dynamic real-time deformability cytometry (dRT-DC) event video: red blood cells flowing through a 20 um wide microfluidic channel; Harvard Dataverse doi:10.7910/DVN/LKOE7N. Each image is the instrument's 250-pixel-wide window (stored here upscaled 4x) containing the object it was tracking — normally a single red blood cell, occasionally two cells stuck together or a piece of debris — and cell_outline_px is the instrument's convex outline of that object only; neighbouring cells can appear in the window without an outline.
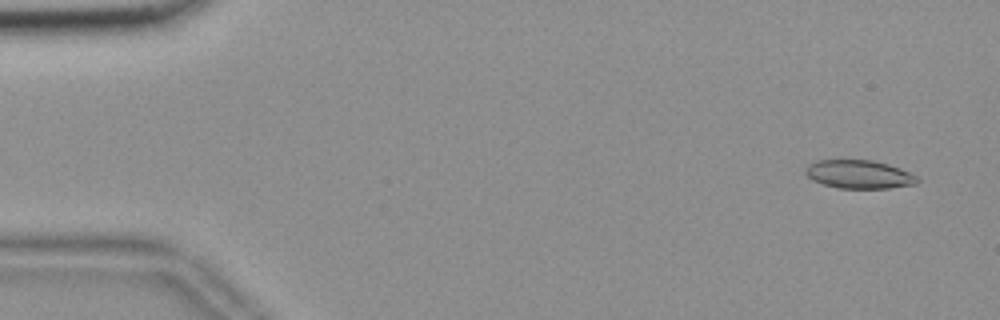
{"species": "common noctule bat (a hibernating species)", "species_latin": "Nyctalus noctula", "temperature_condition": "room temperature", "stored_images_in_passage": 56, "segment_of_instrument_passage": [1, 2], "camera_frame_rate_fps": 3000, "um_per_image_px": 0.085, "animal": {"sex": "female", "body_mass_g": 18.4}, "frame": {"image": 1, "passage_image": 3, "time_ms": 0.667, "image_size_px": [1000, 320], "cell_outline_px": [[920, 180], [916, 184], [888, 188], [840, 188], [824, 184], [812, 180], [804, 172], [808, 164], [816, 160], [872, 160], [888, 164], [900, 168], [916, 176]], "centroid_in_image_um": [73.01, 14.81], "position_along_channel_um": 12.0, "area_um2": 18.44}}
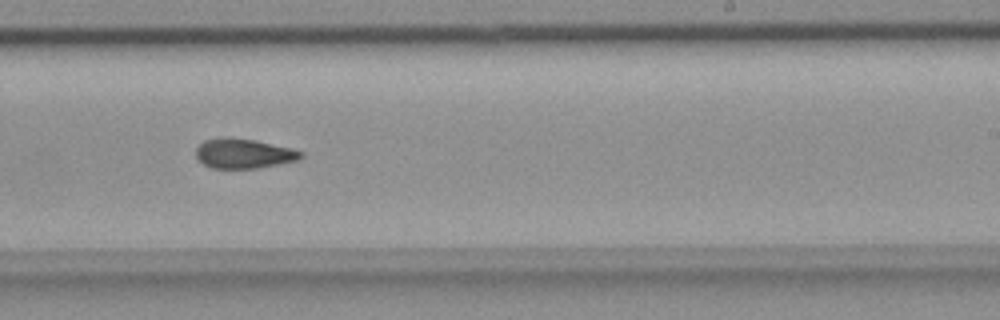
{"frame": {"image": 2, "passage_image": 34, "time_ms": 11.0, "image_size_px": [1000, 320], "cell_outline_px": [[304, 156], [296, 160], [256, 168], [212, 168], [204, 164], [196, 156], [196, 148], [204, 140], [224, 136], [256, 140], [292, 148], [304, 152]], "centroid_in_image_um": [20.71, 13.03], "position_along_channel_um": 268.3, "area_um2": 18.15}}
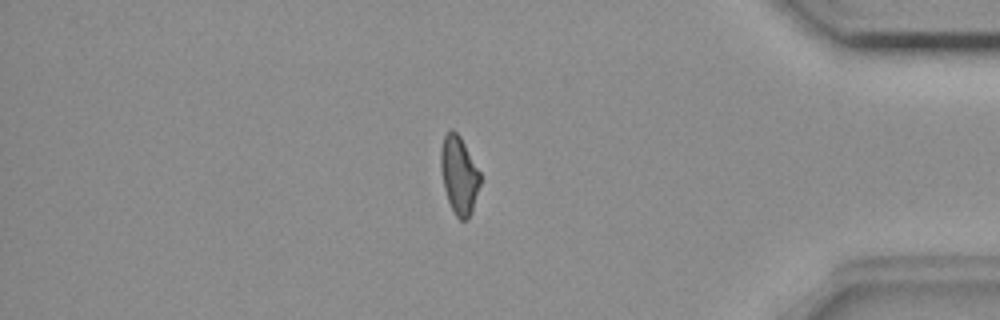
{"frame": {"image": 3, "passage_image": 47, "time_ms": 15.333, "image_size_px": [1000, 320], "cell_outline_px": [[480, 184], [472, 212], [468, 220], [460, 220], [456, 216], [448, 200], [444, 188], [440, 168], [440, 148], [444, 136], [452, 128], [460, 136], [480, 172]], "centroid_in_image_um": [39.01, 14.89], "position_along_channel_um": 396.2, "area_um2": 17.86}}